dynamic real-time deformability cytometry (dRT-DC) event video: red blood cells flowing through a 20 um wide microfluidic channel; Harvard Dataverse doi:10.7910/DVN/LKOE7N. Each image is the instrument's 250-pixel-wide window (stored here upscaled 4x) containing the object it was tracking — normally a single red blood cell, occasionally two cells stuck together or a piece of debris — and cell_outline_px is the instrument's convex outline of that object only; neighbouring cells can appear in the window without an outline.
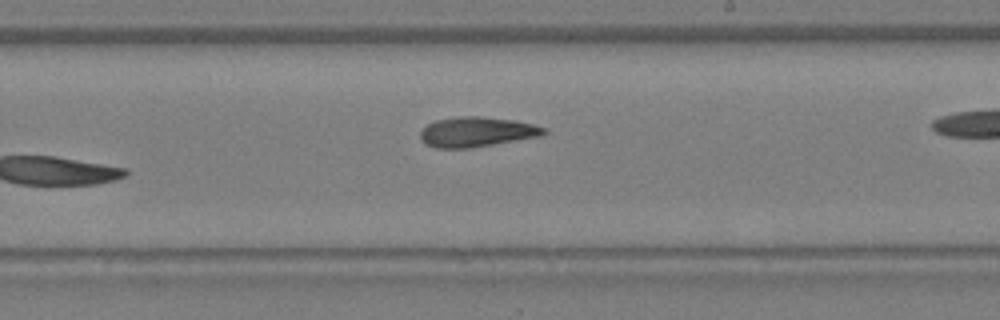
{"species": "Egyptian fruit bat (a non-hibernating species)", "species_latin": "Rousettus aegyptiacus", "temperature_condition": "warm", "stored_images_in_passage": 14, "camera_frame_rate_fps": 3000, "um_per_image_px": 0.085, "animal": {"sex": "female"}, "frame": {"image": 1, "passage_image": 14, "time_ms": 4.333, "image_size_px": [1000, 320], "cell_outline_px": [[548, 132], [540, 136], [468, 148], [436, 148], [424, 144], [420, 140], [420, 132], [428, 124], [436, 120], [460, 116], [480, 116], [516, 120], [548, 128]], "centroid_in_image_um": [40.52, 11.2], "position_along_channel_um": 248.5, "area_um2": 21.56}}